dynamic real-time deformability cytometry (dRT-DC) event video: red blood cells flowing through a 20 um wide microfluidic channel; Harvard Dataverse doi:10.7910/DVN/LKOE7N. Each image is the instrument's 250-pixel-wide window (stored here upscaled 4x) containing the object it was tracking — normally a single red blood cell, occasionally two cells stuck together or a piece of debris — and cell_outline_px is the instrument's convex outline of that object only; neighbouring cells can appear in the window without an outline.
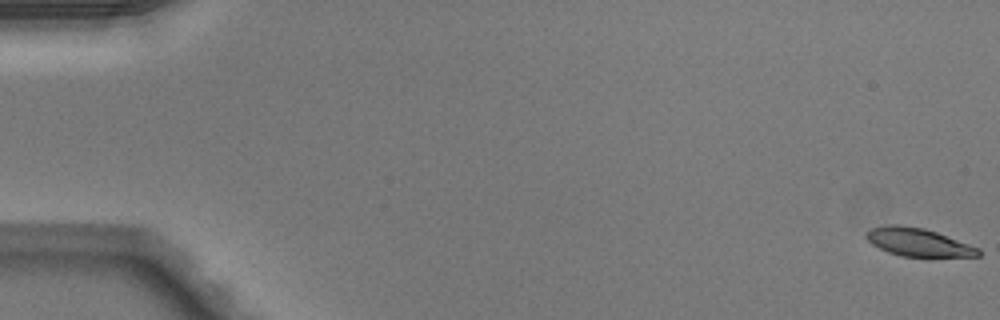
{"species": "Egyptian fruit bat (a non-hibernating species)", "species_latin": "Rousettus aegyptiacus", "temperature_condition": "warm", "stored_images_in_passage": 51, "camera_frame_rate_fps": 3000, "um_per_image_px": 0.085, "animal": {"sex": "male"}, "frame": {"image": 1, "passage_image": 1, "time_ms": 0.0, "image_size_px": [1000, 320], "cell_outline_px": [[980, 256], [900, 256], [888, 252], [872, 244], [864, 236], [872, 228], [892, 224], [900, 224], [924, 228], [936, 232], [980, 248]], "centroid_in_image_um": [78.04, 20.58], "position_along_channel_um": 7.0, "area_um2": 18.09}}
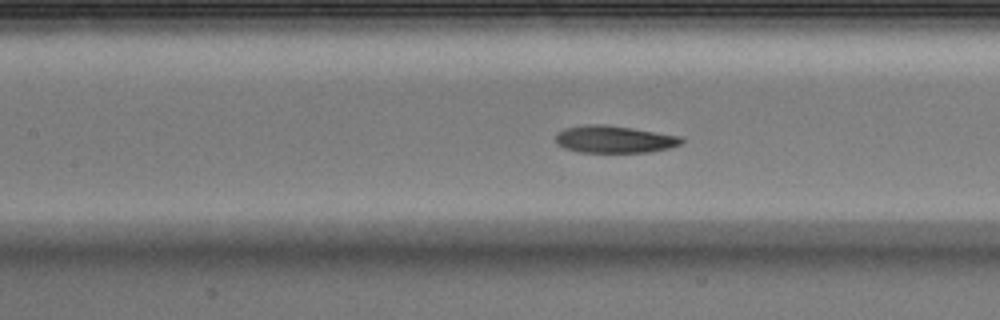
{"frame": {"image": 2, "passage_image": 24, "time_ms": 7.667, "image_size_px": [1000, 320], "cell_outline_px": [[684, 140], [680, 144], [668, 148], [652, 152], [580, 152], [564, 148], [556, 144], [556, 132], [564, 128], [588, 124], [604, 124], [632, 128], [680, 136]], "centroid_in_image_um": [52.18, 11.84], "position_along_channel_um": 155.2, "area_um2": 20.0}}
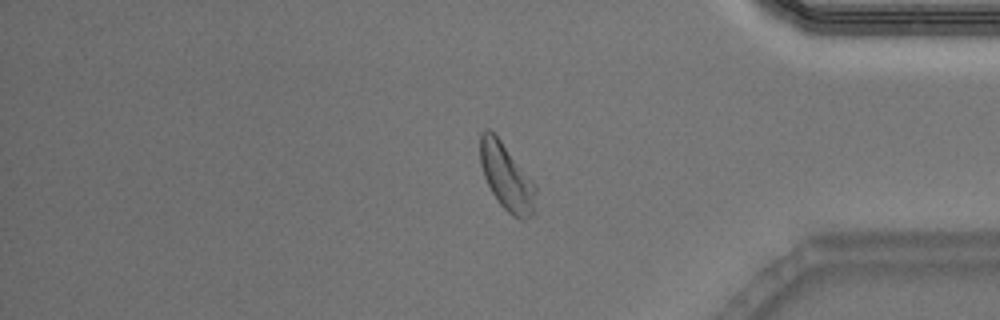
{"frame": {"image": 3, "passage_image": 43, "time_ms": 14.0, "image_size_px": [1000, 320], "cell_outline_px": [[536, 212], [532, 216], [524, 220], [520, 220], [512, 216], [496, 200], [484, 176], [480, 164], [480, 132], [484, 128], [488, 128], [496, 132], [536, 184]], "centroid_in_image_um": [43.08, 15.02], "position_along_channel_um": 392.1, "area_um2": 22.37}, "authors_computed_cell_mechanics": {"area_um2": 20.4034, "velocity_mm_per_s": 4.064, "shape_relaxation_time_tau1_ms": 2.2963, "shape_relaxation_time_tau2_ms": 1.1223, "deformation_change_tau1": 0.1289, "deformation_change_tau2": 0.0816}}